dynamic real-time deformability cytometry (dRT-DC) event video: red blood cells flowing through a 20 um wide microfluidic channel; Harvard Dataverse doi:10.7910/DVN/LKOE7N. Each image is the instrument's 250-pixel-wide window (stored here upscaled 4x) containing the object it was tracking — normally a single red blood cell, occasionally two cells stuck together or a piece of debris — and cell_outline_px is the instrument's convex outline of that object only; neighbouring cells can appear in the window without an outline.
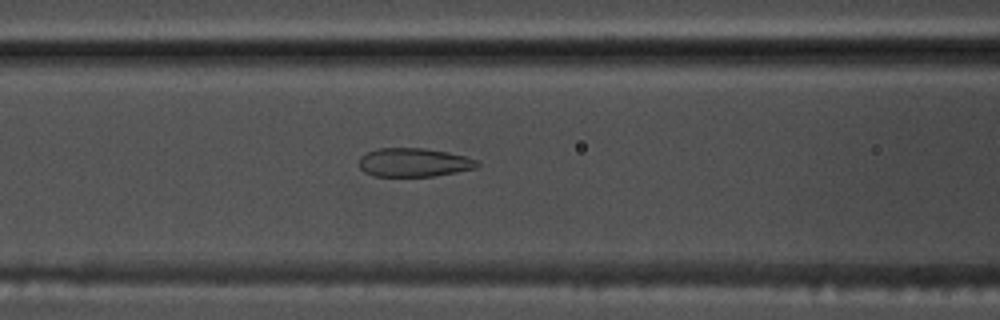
{"species": "common noctule bat (a hibernating species)", "species_latin": "Nyctalus noctula", "temperature_condition": "warm", "stored_images_in_passage": 55, "camera_frame_rate_fps": 3000, "um_per_image_px": 0.085, "animal": {"sex": "male", "body_mass_g": 17.5, "forearm_length_mm": 52.3}, "frame": {"image": 1, "passage_image": 23, "time_ms": 7.333, "image_size_px": [1000, 320], "cell_outline_px": [[480, 164], [476, 168], [456, 172], [432, 176], [376, 176], [364, 172], [360, 168], [360, 156], [376, 148], [424, 148], [448, 152], [464, 156], [476, 160]], "centroid_in_image_um": [35.17, 13.8], "position_along_channel_um": 131.4, "area_um2": 19.65}}
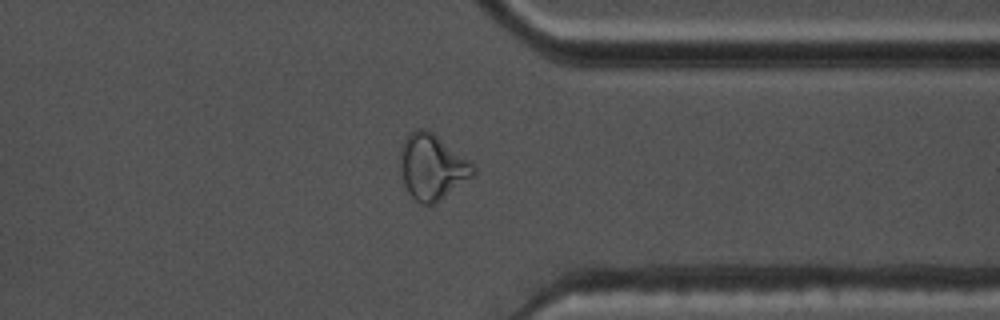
{"frame": {"image": 2, "passage_image": 43, "time_ms": 14.0, "image_size_px": [1000, 320], "cell_outline_px": [[476, 172], [472, 176], [444, 196], [432, 204], [420, 204], [408, 192], [404, 184], [400, 172], [400, 148], [404, 140], [416, 128], [428, 128], [468, 160], [476, 168]], "centroid_in_image_um": [36.69, 14.16], "position_along_channel_um": 374.7, "area_um2": 27.46}}
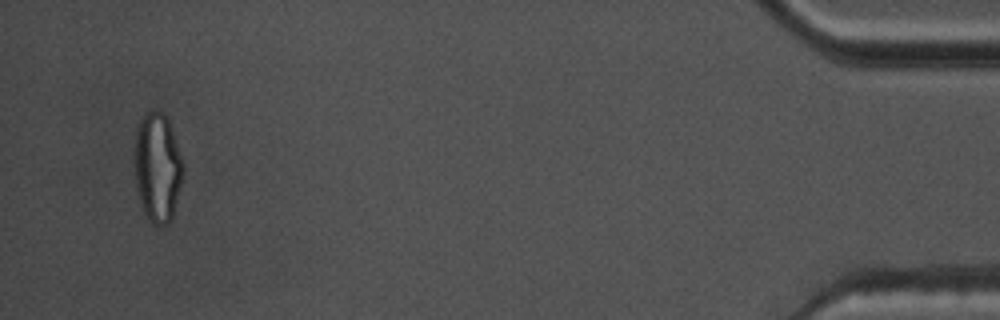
{"frame": {"image": 3, "passage_image": 53, "time_ms": 17.333, "image_size_px": [1000, 320], "cell_outline_px": [[184, 172], [172, 220], [168, 224], [152, 224], [148, 220], [144, 212], [136, 188], [132, 160], [132, 152], [136, 128], [140, 116], [144, 112], [152, 108], [156, 108], [164, 112], [168, 116], [184, 164]], "centroid_in_image_um": [13.35, 14.13], "position_along_channel_um": 421.8, "area_um2": 32.37}, "authors_computed_cell_mechanics": {"area_um2": 24.4494, "velocity_mm_per_s": 3.7045, "shape_relaxation_time_tau1_ms": null, "shape_relaxation_time_tau2_ms": 1.1395, "deformation_change_tau1": null, "deformation_change_tau2": 0.0733}}